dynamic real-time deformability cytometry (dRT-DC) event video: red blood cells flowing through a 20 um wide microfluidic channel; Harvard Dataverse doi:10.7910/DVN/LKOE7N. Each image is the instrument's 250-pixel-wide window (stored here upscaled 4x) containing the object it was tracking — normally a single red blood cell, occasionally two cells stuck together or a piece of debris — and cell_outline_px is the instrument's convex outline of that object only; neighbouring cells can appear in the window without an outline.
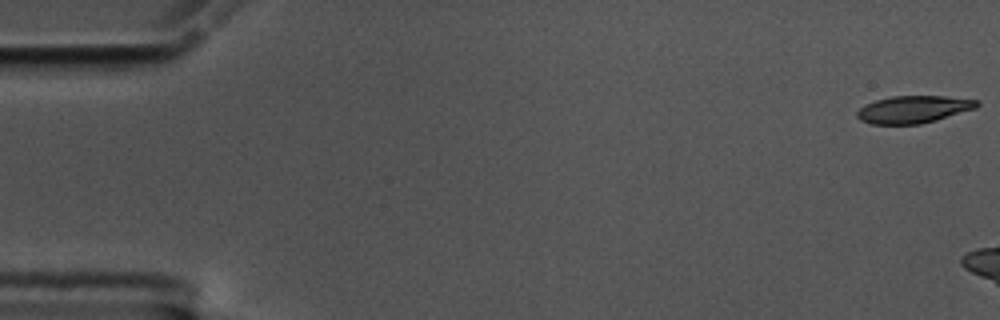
{"species": "common noctule bat (a hibernating species)", "species_latin": "Nyctalus noctula", "temperature_condition": "cold", "stored_images_in_passage": 12, "camera_frame_rate_fps": 3000, "um_per_image_px": 0.085, "animal": {"sex": "male", "body_mass_g": 17.5, "forearm_length_mm": 52.3}, "frame": {"image": 1, "passage_image": 1, "time_ms": 0.0, "image_size_px": [1000, 320], "cell_outline_px": [[980, 104], [976, 108], [936, 120], [920, 124], [872, 124], [860, 120], [856, 116], [856, 112], [860, 108], [876, 100], [892, 96], [944, 96], [980, 100]], "centroid_in_image_um": [77.67, 9.29], "position_along_channel_um": 7.3, "area_um2": 19.02}}